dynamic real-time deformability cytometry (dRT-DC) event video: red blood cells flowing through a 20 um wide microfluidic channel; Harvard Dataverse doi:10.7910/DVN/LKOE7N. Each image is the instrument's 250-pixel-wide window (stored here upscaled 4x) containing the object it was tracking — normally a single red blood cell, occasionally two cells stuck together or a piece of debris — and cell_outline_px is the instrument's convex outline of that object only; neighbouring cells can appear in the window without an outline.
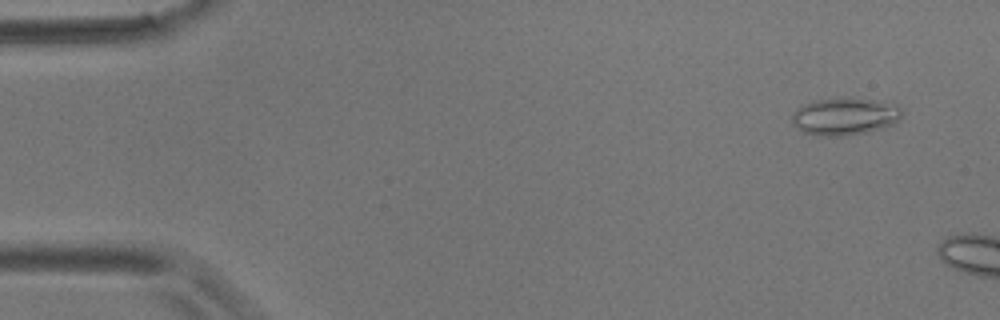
{"species": "common noctule bat (a hibernating species)", "species_latin": "Nyctalus noctula", "temperature_condition": "room temperature", "stored_images_in_passage": 3, "camera_frame_rate_fps": 3000, "um_per_image_px": 0.085, "animal": {"sex": "male", "body_mass_g": 17.9}, "frame": {"image": 1, "passage_image": 2, "time_ms": 1.0, "image_size_px": [1000, 320], "cell_outline_px": [[904, 112], [900, 120], [884, 128], [864, 132], [840, 136], [816, 136], [804, 132], [796, 128], [792, 124], [792, 112], [804, 104], [820, 100], [872, 100], [900, 104]], "centroid_in_image_um": [71.84, 9.93], "position_along_channel_um": 13.2, "area_um2": 23.58}}